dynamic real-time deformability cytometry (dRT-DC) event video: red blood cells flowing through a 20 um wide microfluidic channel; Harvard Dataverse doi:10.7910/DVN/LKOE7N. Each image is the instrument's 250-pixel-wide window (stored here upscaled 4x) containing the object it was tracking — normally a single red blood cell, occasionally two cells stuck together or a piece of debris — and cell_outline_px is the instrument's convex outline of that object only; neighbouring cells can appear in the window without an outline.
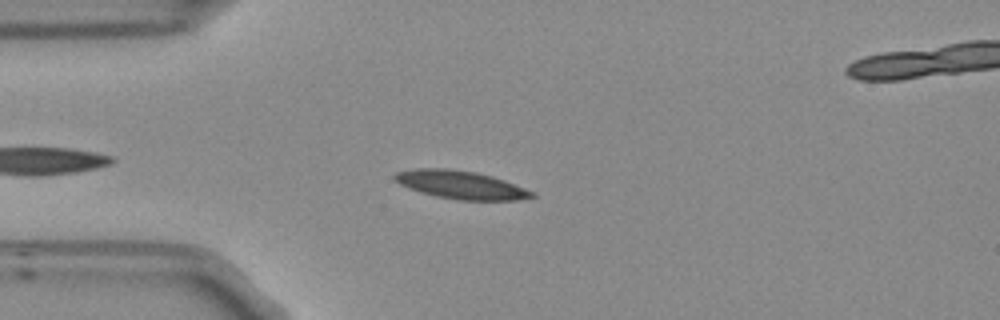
{"species": "Egyptian fruit bat (a non-hibernating species)", "species_latin": "Rousettus aegyptiacus", "temperature_condition": "room temperature", "stored_images_in_passage": 34, "camera_frame_rate_fps": 3000, "um_per_image_px": 0.085, "frame": {"image": 1, "passage_image": 6, "time_ms": 1.667, "image_size_px": [1000, 320], "cell_outline_px": [[536, 196], [516, 200], [460, 200], [440, 196], [424, 192], [400, 184], [392, 176], [396, 172], [416, 168], [448, 168], [476, 172], [492, 176], [504, 180], [524, 188], [532, 192]], "centroid_in_image_um": [39.18, 15.69], "position_along_channel_um": 45.8, "area_um2": 22.02}}
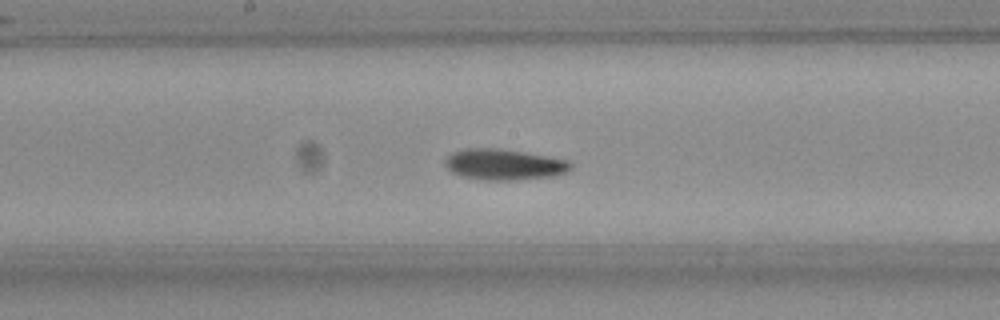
{"frame": {"image": 2, "passage_image": 20, "time_ms": 6.333, "image_size_px": [1000, 320], "cell_outline_px": [[572, 168], [564, 172], [552, 176], [516, 180], [480, 180], [460, 176], [452, 172], [444, 164], [444, 160], [452, 152], [464, 148], [500, 148], [524, 152], [568, 160], [572, 164]], "centroid_in_image_um": [42.8, 13.98], "position_along_channel_um": 205.4, "area_um2": 22.72}}
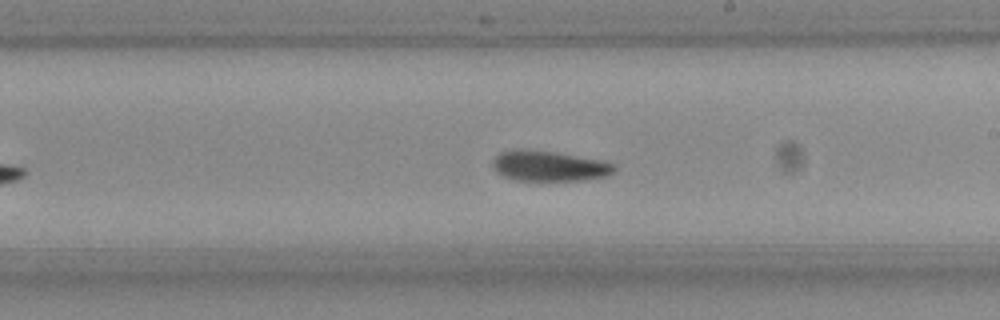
{"frame": {"image": 3, "passage_image": 23, "time_ms": 7.333, "image_size_px": [1000, 320], "cell_outline_px": [[616, 168], [608, 176], [584, 180], [512, 180], [496, 172], [492, 168], [492, 160], [500, 152], [552, 152], [600, 160], [616, 164]], "centroid_in_image_um": [46.71, 14.16], "position_along_channel_um": 242.3, "area_um2": 20.75}, "authors_computed_cell_mechanics": {"area_um2": 21.6172, "velocity_mm_per_s": 3.7115, "shape_relaxation_time_tau1_ms": 4.4293, "shape_relaxation_time_tau2_ms": 2.5068, "deformation_change_tau1": 0.146, "deformation_change_tau2": 0.0809}}